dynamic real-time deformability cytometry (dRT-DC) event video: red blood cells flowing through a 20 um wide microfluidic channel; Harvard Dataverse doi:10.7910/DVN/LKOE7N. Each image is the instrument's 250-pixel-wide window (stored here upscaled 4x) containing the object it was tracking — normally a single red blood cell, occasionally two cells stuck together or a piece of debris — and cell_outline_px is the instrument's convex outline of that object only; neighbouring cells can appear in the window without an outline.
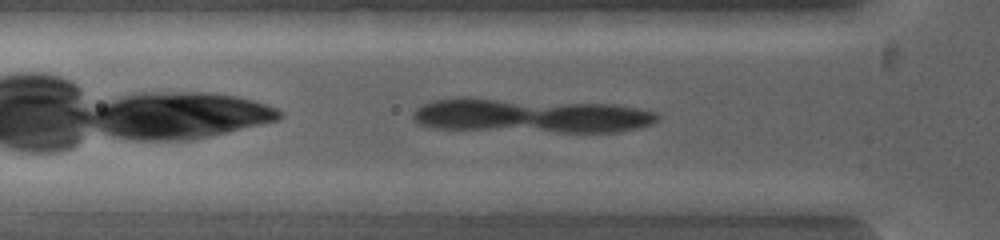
{"species": "common noctule bat (a hibernating species)", "species_latin": "Nyctalus noctula", "temperature_condition": "warm", "stored_images_in_passage": 4, "camera_frame_rate_fps": 5000, "um_per_image_px": 0.085, "animal": {"sex": "female", "body_mass_g": 19.0, "forearm_length_mm": 53.3}, "frame": {"image": 1, "passage_image": 2, "time_ms": 0.4, "image_size_px": [1000, 240], "cell_outline_px": [[780, 216], [768, 216], [688, 208], [672, 200], [696, 192], [776, 200], [780, 208]], "centroid_in_image_um": [62.08, 17.34], "position_along_channel_um": 63.7, "area_um2": 11.68}}